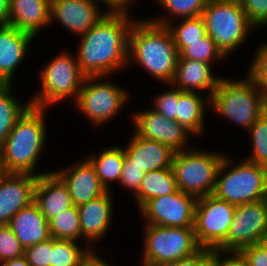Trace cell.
Segmentation results:
<instances>
[{
    "label": "cell",
    "mask_w": 267,
    "mask_h": 266,
    "mask_svg": "<svg viewBox=\"0 0 267 266\" xmlns=\"http://www.w3.org/2000/svg\"><path fill=\"white\" fill-rule=\"evenodd\" d=\"M34 37L9 25H0V84H12Z\"/></svg>",
    "instance_id": "ac0fdd59"
},
{
    "label": "cell",
    "mask_w": 267,
    "mask_h": 266,
    "mask_svg": "<svg viewBox=\"0 0 267 266\" xmlns=\"http://www.w3.org/2000/svg\"><path fill=\"white\" fill-rule=\"evenodd\" d=\"M235 210L236 205L213 194L197 198L194 232L201 248L214 251L226 239Z\"/></svg>",
    "instance_id": "8fae6325"
},
{
    "label": "cell",
    "mask_w": 267,
    "mask_h": 266,
    "mask_svg": "<svg viewBox=\"0 0 267 266\" xmlns=\"http://www.w3.org/2000/svg\"><path fill=\"white\" fill-rule=\"evenodd\" d=\"M267 95L247 74L245 78H221L210 98V107L247 131L265 112Z\"/></svg>",
    "instance_id": "277c9868"
},
{
    "label": "cell",
    "mask_w": 267,
    "mask_h": 266,
    "mask_svg": "<svg viewBox=\"0 0 267 266\" xmlns=\"http://www.w3.org/2000/svg\"><path fill=\"white\" fill-rule=\"evenodd\" d=\"M86 159L94 167L96 175L106 191H109L110 182H120L125 159V152L122 147H106L98 155H90Z\"/></svg>",
    "instance_id": "83f0119b"
},
{
    "label": "cell",
    "mask_w": 267,
    "mask_h": 266,
    "mask_svg": "<svg viewBox=\"0 0 267 266\" xmlns=\"http://www.w3.org/2000/svg\"><path fill=\"white\" fill-rule=\"evenodd\" d=\"M255 54L247 74L267 95V42L261 44Z\"/></svg>",
    "instance_id": "d590c367"
},
{
    "label": "cell",
    "mask_w": 267,
    "mask_h": 266,
    "mask_svg": "<svg viewBox=\"0 0 267 266\" xmlns=\"http://www.w3.org/2000/svg\"><path fill=\"white\" fill-rule=\"evenodd\" d=\"M132 120L138 136L158 141L175 152L187 150L192 133L176 120H169L153 109L134 112Z\"/></svg>",
    "instance_id": "5bb4252c"
},
{
    "label": "cell",
    "mask_w": 267,
    "mask_h": 266,
    "mask_svg": "<svg viewBox=\"0 0 267 266\" xmlns=\"http://www.w3.org/2000/svg\"><path fill=\"white\" fill-rule=\"evenodd\" d=\"M265 112L267 113V97H266V101H265Z\"/></svg>",
    "instance_id": "681fc988"
},
{
    "label": "cell",
    "mask_w": 267,
    "mask_h": 266,
    "mask_svg": "<svg viewBox=\"0 0 267 266\" xmlns=\"http://www.w3.org/2000/svg\"><path fill=\"white\" fill-rule=\"evenodd\" d=\"M1 266H31L27 258L25 256H22L20 258L16 259H9L0 264Z\"/></svg>",
    "instance_id": "7dc6e473"
},
{
    "label": "cell",
    "mask_w": 267,
    "mask_h": 266,
    "mask_svg": "<svg viewBox=\"0 0 267 266\" xmlns=\"http://www.w3.org/2000/svg\"><path fill=\"white\" fill-rule=\"evenodd\" d=\"M178 57L174 39L166 26L146 19L133 23L129 33L128 65L137 62V66L147 70L152 77L170 85Z\"/></svg>",
    "instance_id": "7a4b0ae2"
},
{
    "label": "cell",
    "mask_w": 267,
    "mask_h": 266,
    "mask_svg": "<svg viewBox=\"0 0 267 266\" xmlns=\"http://www.w3.org/2000/svg\"><path fill=\"white\" fill-rule=\"evenodd\" d=\"M8 226L24 248L51 238L49 221L35 202L15 214Z\"/></svg>",
    "instance_id": "cb8c5ba5"
},
{
    "label": "cell",
    "mask_w": 267,
    "mask_h": 266,
    "mask_svg": "<svg viewBox=\"0 0 267 266\" xmlns=\"http://www.w3.org/2000/svg\"><path fill=\"white\" fill-rule=\"evenodd\" d=\"M178 58L203 61L212 64L218 59L226 58L222 51L216 46L210 36L200 39L198 42L189 43L179 52Z\"/></svg>",
    "instance_id": "d6a6232c"
},
{
    "label": "cell",
    "mask_w": 267,
    "mask_h": 266,
    "mask_svg": "<svg viewBox=\"0 0 267 266\" xmlns=\"http://www.w3.org/2000/svg\"><path fill=\"white\" fill-rule=\"evenodd\" d=\"M25 248L8 225H0V264L24 256Z\"/></svg>",
    "instance_id": "e575fe53"
},
{
    "label": "cell",
    "mask_w": 267,
    "mask_h": 266,
    "mask_svg": "<svg viewBox=\"0 0 267 266\" xmlns=\"http://www.w3.org/2000/svg\"><path fill=\"white\" fill-rule=\"evenodd\" d=\"M34 202L47 221L73 206L66 184L54 171L38 176Z\"/></svg>",
    "instance_id": "ffe728a7"
},
{
    "label": "cell",
    "mask_w": 267,
    "mask_h": 266,
    "mask_svg": "<svg viewBox=\"0 0 267 266\" xmlns=\"http://www.w3.org/2000/svg\"><path fill=\"white\" fill-rule=\"evenodd\" d=\"M211 65L203 61L178 58L174 78L169 86L173 85L183 92H197L208 90L209 98L217 88L221 79L213 75Z\"/></svg>",
    "instance_id": "7402d4cb"
},
{
    "label": "cell",
    "mask_w": 267,
    "mask_h": 266,
    "mask_svg": "<svg viewBox=\"0 0 267 266\" xmlns=\"http://www.w3.org/2000/svg\"><path fill=\"white\" fill-rule=\"evenodd\" d=\"M194 195L179 190L176 193L149 200L141 209L146 225L164 227H194Z\"/></svg>",
    "instance_id": "4fadbf2b"
},
{
    "label": "cell",
    "mask_w": 267,
    "mask_h": 266,
    "mask_svg": "<svg viewBox=\"0 0 267 266\" xmlns=\"http://www.w3.org/2000/svg\"><path fill=\"white\" fill-rule=\"evenodd\" d=\"M134 2V0H99L100 3L105 4L107 7H109L107 12L110 13H128L130 10L129 4Z\"/></svg>",
    "instance_id": "ee69618b"
},
{
    "label": "cell",
    "mask_w": 267,
    "mask_h": 266,
    "mask_svg": "<svg viewBox=\"0 0 267 266\" xmlns=\"http://www.w3.org/2000/svg\"><path fill=\"white\" fill-rule=\"evenodd\" d=\"M76 242L52 238L50 266H78L92 249L81 248Z\"/></svg>",
    "instance_id": "4dcf8cb0"
},
{
    "label": "cell",
    "mask_w": 267,
    "mask_h": 266,
    "mask_svg": "<svg viewBox=\"0 0 267 266\" xmlns=\"http://www.w3.org/2000/svg\"><path fill=\"white\" fill-rule=\"evenodd\" d=\"M97 3L99 0H50V24L59 21L69 32L83 35L107 13Z\"/></svg>",
    "instance_id": "9a60e30c"
},
{
    "label": "cell",
    "mask_w": 267,
    "mask_h": 266,
    "mask_svg": "<svg viewBox=\"0 0 267 266\" xmlns=\"http://www.w3.org/2000/svg\"><path fill=\"white\" fill-rule=\"evenodd\" d=\"M24 256L31 266H50L52 257V237L25 248Z\"/></svg>",
    "instance_id": "74e56055"
},
{
    "label": "cell",
    "mask_w": 267,
    "mask_h": 266,
    "mask_svg": "<svg viewBox=\"0 0 267 266\" xmlns=\"http://www.w3.org/2000/svg\"><path fill=\"white\" fill-rule=\"evenodd\" d=\"M44 108L30 106L17 120L0 147L2 173L35 174L47 137ZM34 171V172H33Z\"/></svg>",
    "instance_id": "3957f363"
},
{
    "label": "cell",
    "mask_w": 267,
    "mask_h": 266,
    "mask_svg": "<svg viewBox=\"0 0 267 266\" xmlns=\"http://www.w3.org/2000/svg\"><path fill=\"white\" fill-rule=\"evenodd\" d=\"M248 131L253 150L245 160L267 167V113L264 112Z\"/></svg>",
    "instance_id": "1f68e13d"
},
{
    "label": "cell",
    "mask_w": 267,
    "mask_h": 266,
    "mask_svg": "<svg viewBox=\"0 0 267 266\" xmlns=\"http://www.w3.org/2000/svg\"><path fill=\"white\" fill-rule=\"evenodd\" d=\"M169 16L176 19L201 16L209 0H157Z\"/></svg>",
    "instance_id": "836d02e7"
},
{
    "label": "cell",
    "mask_w": 267,
    "mask_h": 266,
    "mask_svg": "<svg viewBox=\"0 0 267 266\" xmlns=\"http://www.w3.org/2000/svg\"><path fill=\"white\" fill-rule=\"evenodd\" d=\"M172 168L146 172L138 192L134 195L138 208L141 209L149 200L178 192Z\"/></svg>",
    "instance_id": "484cf974"
},
{
    "label": "cell",
    "mask_w": 267,
    "mask_h": 266,
    "mask_svg": "<svg viewBox=\"0 0 267 266\" xmlns=\"http://www.w3.org/2000/svg\"><path fill=\"white\" fill-rule=\"evenodd\" d=\"M13 84H0V147L5 142L10 131L17 120L31 106L29 101L26 104L16 101L12 92Z\"/></svg>",
    "instance_id": "f1b7e54d"
},
{
    "label": "cell",
    "mask_w": 267,
    "mask_h": 266,
    "mask_svg": "<svg viewBox=\"0 0 267 266\" xmlns=\"http://www.w3.org/2000/svg\"><path fill=\"white\" fill-rule=\"evenodd\" d=\"M135 21L128 13L107 12L81 35L77 61L85 76H105L128 64L129 33Z\"/></svg>",
    "instance_id": "6da1fadb"
},
{
    "label": "cell",
    "mask_w": 267,
    "mask_h": 266,
    "mask_svg": "<svg viewBox=\"0 0 267 266\" xmlns=\"http://www.w3.org/2000/svg\"><path fill=\"white\" fill-rule=\"evenodd\" d=\"M37 175L2 173L0 175V225H8L21 209L34 202Z\"/></svg>",
    "instance_id": "2e32d148"
},
{
    "label": "cell",
    "mask_w": 267,
    "mask_h": 266,
    "mask_svg": "<svg viewBox=\"0 0 267 266\" xmlns=\"http://www.w3.org/2000/svg\"><path fill=\"white\" fill-rule=\"evenodd\" d=\"M101 78L105 80V76H86L75 102L76 107L94 125L105 124L117 116L129 98L125 89L99 80Z\"/></svg>",
    "instance_id": "30bf717a"
},
{
    "label": "cell",
    "mask_w": 267,
    "mask_h": 266,
    "mask_svg": "<svg viewBox=\"0 0 267 266\" xmlns=\"http://www.w3.org/2000/svg\"><path fill=\"white\" fill-rule=\"evenodd\" d=\"M210 259V249L201 248L193 256L180 259L169 266H205Z\"/></svg>",
    "instance_id": "7bdbcfd3"
},
{
    "label": "cell",
    "mask_w": 267,
    "mask_h": 266,
    "mask_svg": "<svg viewBox=\"0 0 267 266\" xmlns=\"http://www.w3.org/2000/svg\"><path fill=\"white\" fill-rule=\"evenodd\" d=\"M221 256L222 257L224 256V257L222 258ZM209 261L214 266H247L244 260L240 257L238 253H221V252L210 250Z\"/></svg>",
    "instance_id": "b9f144b4"
},
{
    "label": "cell",
    "mask_w": 267,
    "mask_h": 266,
    "mask_svg": "<svg viewBox=\"0 0 267 266\" xmlns=\"http://www.w3.org/2000/svg\"><path fill=\"white\" fill-rule=\"evenodd\" d=\"M49 24L50 0H9V26L35 38Z\"/></svg>",
    "instance_id": "603a6c76"
},
{
    "label": "cell",
    "mask_w": 267,
    "mask_h": 266,
    "mask_svg": "<svg viewBox=\"0 0 267 266\" xmlns=\"http://www.w3.org/2000/svg\"><path fill=\"white\" fill-rule=\"evenodd\" d=\"M201 95L199 92H183L178 89L176 121L189 130L193 136L203 131L205 108L210 105V98L205 99L204 94Z\"/></svg>",
    "instance_id": "d4e9b609"
},
{
    "label": "cell",
    "mask_w": 267,
    "mask_h": 266,
    "mask_svg": "<svg viewBox=\"0 0 267 266\" xmlns=\"http://www.w3.org/2000/svg\"><path fill=\"white\" fill-rule=\"evenodd\" d=\"M132 135L123 148L130 165H136L145 172L171 168L175 151L158 141L142 138L135 132Z\"/></svg>",
    "instance_id": "d6986e66"
},
{
    "label": "cell",
    "mask_w": 267,
    "mask_h": 266,
    "mask_svg": "<svg viewBox=\"0 0 267 266\" xmlns=\"http://www.w3.org/2000/svg\"><path fill=\"white\" fill-rule=\"evenodd\" d=\"M224 156L226 155L189 147L187 150L175 152L171 168L178 189L196 198L212 195Z\"/></svg>",
    "instance_id": "ba28073f"
},
{
    "label": "cell",
    "mask_w": 267,
    "mask_h": 266,
    "mask_svg": "<svg viewBox=\"0 0 267 266\" xmlns=\"http://www.w3.org/2000/svg\"><path fill=\"white\" fill-rule=\"evenodd\" d=\"M231 165L232 159L224 156L213 192L216 198L236 206L267 199V167L247 160Z\"/></svg>",
    "instance_id": "5b68a950"
},
{
    "label": "cell",
    "mask_w": 267,
    "mask_h": 266,
    "mask_svg": "<svg viewBox=\"0 0 267 266\" xmlns=\"http://www.w3.org/2000/svg\"><path fill=\"white\" fill-rule=\"evenodd\" d=\"M267 229V199L237 205L226 239L214 250L238 253L242 248L259 243Z\"/></svg>",
    "instance_id": "7c38bea8"
},
{
    "label": "cell",
    "mask_w": 267,
    "mask_h": 266,
    "mask_svg": "<svg viewBox=\"0 0 267 266\" xmlns=\"http://www.w3.org/2000/svg\"><path fill=\"white\" fill-rule=\"evenodd\" d=\"M167 18V19H166ZM146 20L161 26H166L174 39L178 53L189 43L198 42L200 39L207 36L204 20L201 16L193 18H182L179 24L174 25L170 17L166 15L163 17L147 19ZM178 25V26H177Z\"/></svg>",
    "instance_id": "4316f807"
},
{
    "label": "cell",
    "mask_w": 267,
    "mask_h": 266,
    "mask_svg": "<svg viewBox=\"0 0 267 266\" xmlns=\"http://www.w3.org/2000/svg\"><path fill=\"white\" fill-rule=\"evenodd\" d=\"M238 254L247 266H267V249L259 243L242 248Z\"/></svg>",
    "instance_id": "60d3db41"
},
{
    "label": "cell",
    "mask_w": 267,
    "mask_h": 266,
    "mask_svg": "<svg viewBox=\"0 0 267 266\" xmlns=\"http://www.w3.org/2000/svg\"><path fill=\"white\" fill-rule=\"evenodd\" d=\"M145 226L143 266H169L193 256L201 249L194 227Z\"/></svg>",
    "instance_id": "52a82bcc"
},
{
    "label": "cell",
    "mask_w": 267,
    "mask_h": 266,
    "mask_svg": "<svg viewBox=\"0 0 267 266\" xmlns=\"http://www.w3.org/2000/svg\"><path fill=\"white\" fill-rule=\"evenodd\" d=\"M201 17L207 35L226 57L247 39L250 29L255 28L239 0H209Z\"/></svg>",
    "instance_id": "8992f818"
},
{
    "label": "cell",
    "mask_w": 267,
    "mask_h": 266,
    "mask_svg": "<svg viewBox=\"0 0 267 266\" xmlns=\"http://www.w3.org/2000/svg\"><path fill=\"white\" fill-rule=\"evenodd\" d=\"M145 173L146 172L142 168H139L136 165H130V159L125 155L119 183L125 186L124 188L132 190L131 192L136 194Z\"/></svg>",
    "instance_id": "ab89813d"
},
{
    "label": "cell",
    "mask_w": 267,
    "mask_h": 266,
    "mask_svg": "<svg viewBox=\"0 0 267 266\" xmlns=\"http://www.w3.org/2000/svg\"><path fill=\"white\" fill-rule=\"evenodd\" d=\"M9 23V0H0V25Z\"/></svg>",
    "instance_id": "bcb514c9"
},
{
    "label": "cell",
    "mask_w": 267,
    "mask_h": 266,
    "mask_svg": "<svg viewBox=\"0 0 267 266\" xmlns=\"http://www.w3.org/2000/svg\"><path fill=\"white\" fill-rule=\"evenodd\" d=\"M49 232L54 239H82L78 207L73 205L50 219Z\"/></svg>",
    "instance_id": "f546056e"
},
{
    "label": "cell",
    "mask_w": 267,
    "mask_h": 266,
    "mask_svg": "<svg viewBox=\"0 0 267 266\" xmlns=\"http://www.w3.org/2000/svg\"><path fill=\"white\" fill-rule=\"evenodd\" d=\"M110 191L78 206L81 236L88 242L102 239L108 233L113 214ZM102 237V238H101Z\"/></svg>",
    "instance_id": "44dd1931"
},
{
    "label": "cell",
    "mask_w": 267,
    "mask_h": 266,
    "mask_svg": "<svg viewBox=\"0 0 267 266\" xmlns=\"http://www.w3.org/2000/svg\"><path fill=\"white\" fill-rule=\"evenodd\" d=\"M156 96L153 104L154 107L152 109L169 120H176L178 88L173 87L170 91L167 90Z\"/></svg>",
    "instance_id": "8d00e7d4"
},
{
    "label": "cell",
    "mask_w": 267,
    "mask_h": 266,
    "mask_svg": "<svg viewBox=\"0 0 267 266\" xmlns=\"http://www.w3.org/2000/svg\"><path fill=\"white\" fill-rule=\"evenodd\" d=\"M205 266H214L210 261Z\"/></svg>",
    "instance_id": "f907efd6"
},
{
    "label": "cell",
    "mask_w": 267,
    "mask_h": 266,
    "mask_svg": "<svg viewBox=\"0 0 267 266\" xmlns=\"http://www.w3.org/2000/svg\"><path fill=\"white\" fill-rule=\"evenodd\" d=\"M44 66L39 72L42 87L29 99L31 106L47 109L72 96L76 102L86 77L80 70L77 57L65 51Z\"/></svg>",
    "instance_id": "9c48e42d"
},
{
    "label": "cell",
    "mask_w": 267,
    "mask_h": 266,
    "mask_svg": "<svg viewBox=\"0 0 267 266\" xmlns=\"http://www.w3.org/2000/svg\"><path fill=\"white\" fill-rule=\"evenodd\" d=\"M78 266H111L101 257L97 256L96 252L91 250L88 255L81 261Z\"/></svg>",
    "instance_id": "f6af8a7d"
},
{
    "label": "cell",
    "mask_w": 267,
    "mask_h": 266,
    "mask_svg": "<svg viewBox=\"0 0 267 266\" xmlns=\"http://www.w3.org/2000/svg\"><path fill=\"white\" fill-rule=\"evenodd\" d=\"M249 22L255 27L267 25V0H239Z\"/></svg>",
    "instance_id": "f35d334b"
},
{
    "label": "cell",
    "mask_w": 267,
    "mask_h": 266,
    "mask_svg": "<svg viewBox=\"0 0 267 266\" xmlns=\"http://www.w3.org/2000/svg\"><path fill=\"white\" fill-rule=\"evenodd\" d=\"M259 244L267 249V229L262 234Z\"/></svg>",
    "instance_id": "c3c4849f"
},
{
    "label": "cell",
    "mask_w": 267,
    "mask_h": 266,
    "mask_svg": "<svg viewBox=\"0 0 267 266\" xmlns=\"http://www.w3.org/2000/svg\"><path fill=\"white\" fill-rule=\"evenodd\" d=\"M69 167L54 172L66 184L74 206L88 203L106 192L87 159Z\"/></svg>",
    "instance_id": "e0dca14e"
}]
</instances>
